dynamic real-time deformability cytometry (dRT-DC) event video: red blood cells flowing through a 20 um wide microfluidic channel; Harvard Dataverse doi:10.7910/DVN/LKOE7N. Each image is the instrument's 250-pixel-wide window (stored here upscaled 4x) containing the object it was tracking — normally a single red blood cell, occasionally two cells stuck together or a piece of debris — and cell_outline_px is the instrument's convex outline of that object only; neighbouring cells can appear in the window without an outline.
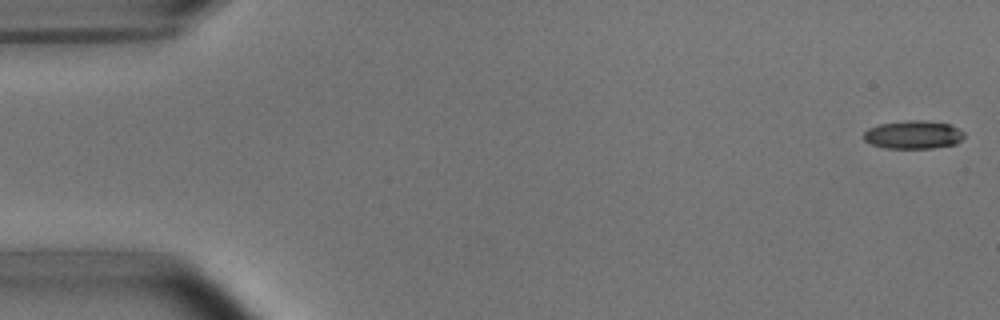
{"species": "common noctule bat (a hibernating species)", "species_latin": "Nyctalus noctula", "temperature_condition": "room temperature", "stored_images_in_passage": 47, "camera_frame_rate_fps": 3000, "um_per_image_px": 0.085, "animal": {"sex": "male", "body_mass_g": 15.6}, "frame": {"image": 1, "passage_image": 1, "time_ms": 0.0, "image_size_px": [1000, 320], "cell_outline_px": [[964, 136], [956, 144], [932, 148], [884, 148], [872, 144], [864, 140], [864, 132], [868, 128], [880, 124], [908, 120], [924, 120], [948, 124], [964, 132]], "centroid_in_image_um": [77.61, 11.45], "position_along_channel_um": 7.4, "area_um2": 16.42}}
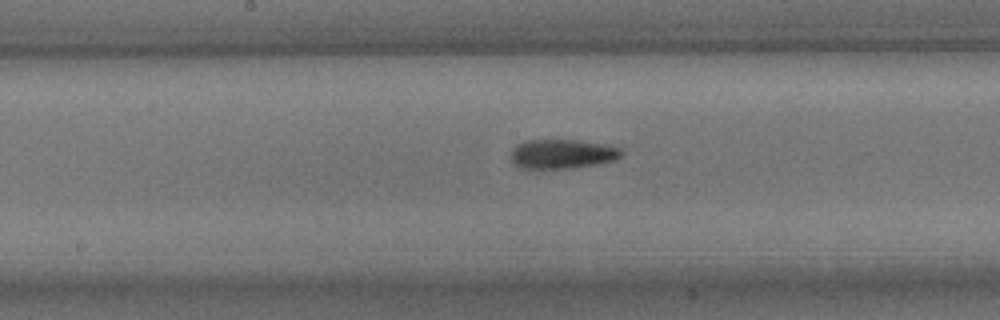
{"frame": {"image": 2, "passage_image": 27, "time_ms": 8.667, "image_size_px": [1000, 320], "cell_outline_px": [[624, 156], [616, 160], [596, 164], [572, 168], [520, 168], [512, 164], [512, 148], [516, 144], [524, 140], [576, 140], [604, 144], [620, 148], [624, 152]], "centroid_in_image_um": [47.8, 13.08], "position_along_channel_um": 200.4, "area_um2": 19.07}}
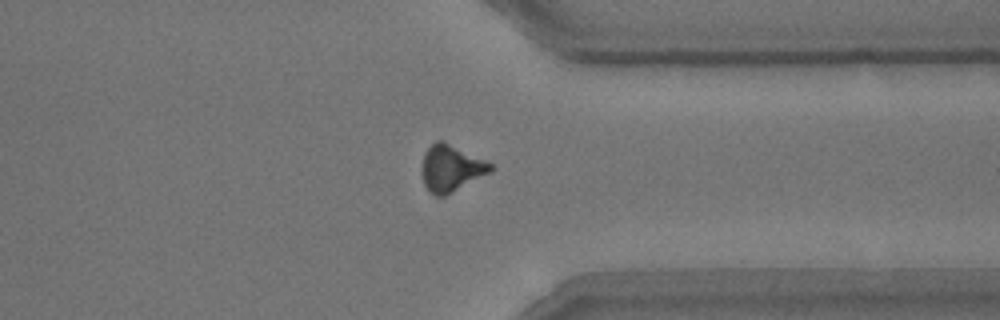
{"frame": {"image": 3, "passage_image": 41, "time_ms": 13.333, "image_size_px": [1000, 320], "cell_outline_px": [[496, 168], [492, 172], [444, 196], [436, 196], [424, 184], [420, 168], [424, 152], [436, 140], [444, 140], [492, 164]], "centroid_in_image_um": [38.34, 14.28], "position_along_channel_um": 373.1, "area_um2": 18.73}, "authors_computed_cell_mechanics": {"area_um2": 18.207, "velocity_mm_per_s": 3.7719, "shape_relaxation_time_tau1_ms": 4.9547, "shape_relaxation_time_tau2_ms": 7.812, "deformation_change_tau1": 0.1628, "deformation_change_tau2": 0.2065}}